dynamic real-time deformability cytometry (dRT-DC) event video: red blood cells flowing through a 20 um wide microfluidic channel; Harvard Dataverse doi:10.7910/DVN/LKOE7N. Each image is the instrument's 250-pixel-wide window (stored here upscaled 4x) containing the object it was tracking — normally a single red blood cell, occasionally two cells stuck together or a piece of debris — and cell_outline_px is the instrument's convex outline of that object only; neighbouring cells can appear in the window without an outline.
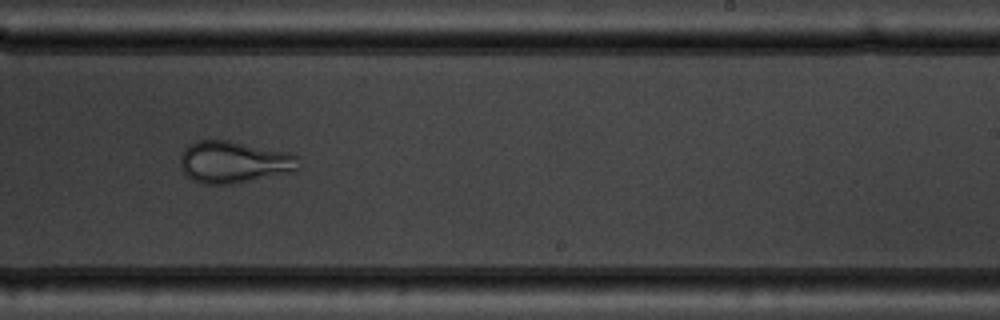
{"species": "common noctule bat (a hibernating species)", "species_latin": "Nyctalus noctula", "temperature_condition": "warm", "stored_images_in_passage": 9, "camera_frame_rate_fps": 3000, "um_per_image_px": 0.085, "animal": {"sex": "male", "body_mass_g": 19.5, "forearm_length_mm": 54.6}, "frame": {"image": 1, "passage_image": 7, "time_ms": 8.0, "image_size_px": [1000, 320], "cell_outline_px": [[300, 168], [296, 172], [232, 184], [204, 184], [192, 180], [180, 168], [180, 156], [184, 148], [188, 144], [196, 140], [228, 140], [288, 152], [296, 156]], "centroid_in_image_um": [19.87, 13.78], "position_along_channel_um": 269.1, "area_um2": 29.25}}